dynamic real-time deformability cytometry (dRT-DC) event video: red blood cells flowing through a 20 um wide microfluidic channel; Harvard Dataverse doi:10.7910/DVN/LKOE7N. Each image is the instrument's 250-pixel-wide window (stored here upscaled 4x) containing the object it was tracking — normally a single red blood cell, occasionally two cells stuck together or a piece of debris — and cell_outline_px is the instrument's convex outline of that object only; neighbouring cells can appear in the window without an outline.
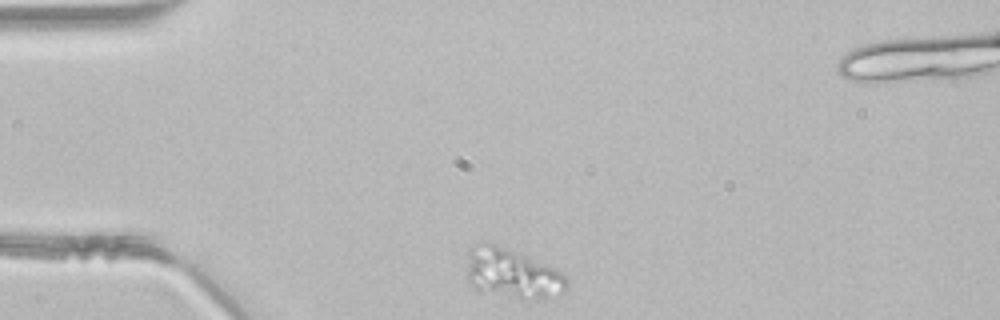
{"species": "common noctule bat (a hibernating species)", "species_latin": "Nyctalus noctula", "temperature_condition": "room temperature", "stored_images_in_passage": 31, "camera_frame_rate_fps": 3000, "um_per_image_px": 0.085, "animal": {"sex": "male", "body_mass_g": 21.5, "forearm_length_mm": 52.0}, "frame": {"image": 1, "passage_image": 1, "time_ms": 0.0, "image_size_px": [1000, 320], "cell_outline_px": [[568, 284], [564, 292], [544, 300], [536, 300], [480, 292], [468, 280], [468, 248], [480, 244], [496, 244], [556, 268], [568, 280]], "centroid_in_image_um": [43.57, 23.28], "position_along_channel_um": 41.4, "area_um2": 28.73}}
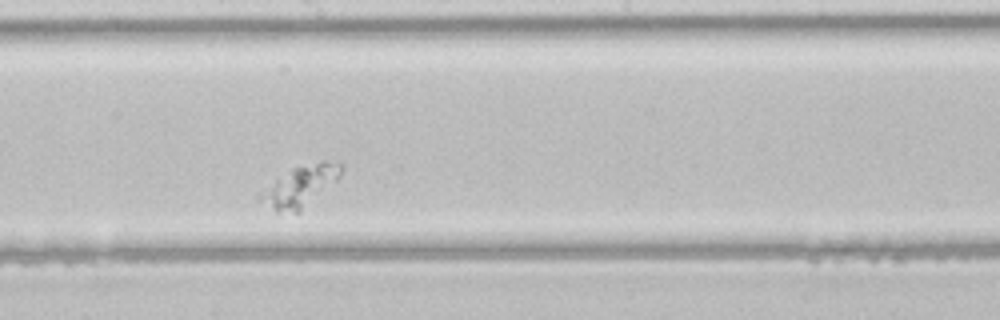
{"frame": {"image": 2, "passage_image": 17, "time_ms": 5.333, "image_size_px": [1000, 320], "cell_outline_px": [[344, 168], [340, 176], [336, 180], [300, 212], [276, 212], [256, 200], [256, 196], [260, 192], [292, 168], [320, 160], [340, 160]], "centroid_in_image_um": [25.53, 15.81], "position_along_channel_um": 222.7, "area_um2": 19.36}}
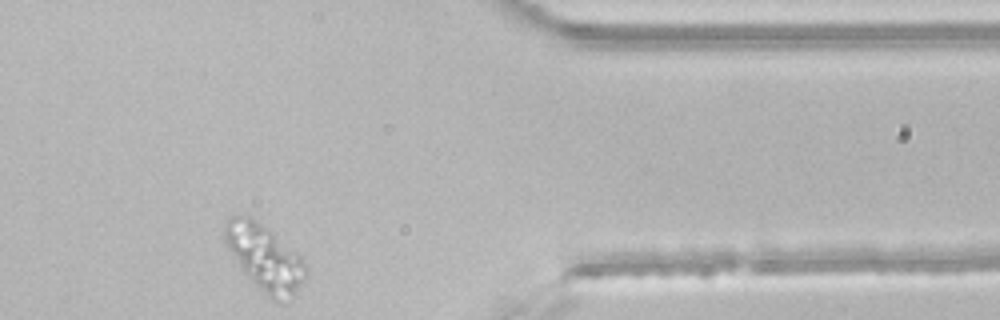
{"frame": {"image": 3, "passage_image": 31, "time_ms": 10.0, "image_size_px": [1000, 320], "cell_outline_px": [[308, 272], [304, 280], [296, 292], [292, 296], [280, 304], [272, 300], [244, 272], [228, 248], [224, 240], [224, 224], [232, 216], [248, 216], [260, 224], [296, 252], [300, 256], [308, 268]], "centroid_in_image_um": [22.52, 21.94], "position_along_channel_um": 388.9, "area_um2": 30.29}}